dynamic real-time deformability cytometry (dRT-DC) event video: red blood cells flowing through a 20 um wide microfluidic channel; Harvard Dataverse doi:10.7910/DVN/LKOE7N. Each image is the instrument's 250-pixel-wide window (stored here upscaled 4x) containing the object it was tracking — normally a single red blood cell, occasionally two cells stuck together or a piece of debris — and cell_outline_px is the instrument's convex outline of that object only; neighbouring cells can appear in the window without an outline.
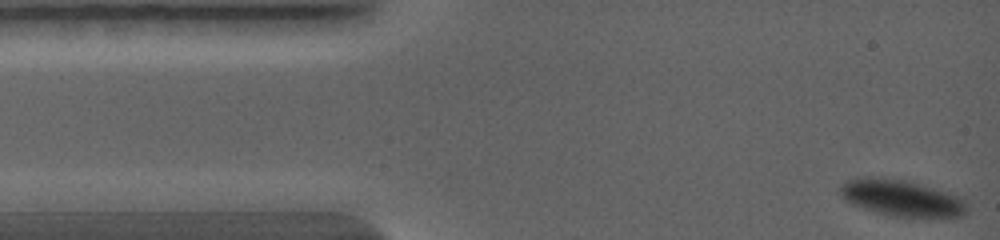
{"species": "common noctule bat (a hibernating species)", "species_latin": "Nyctalus noctula", "temperature_condition": "warm", "stored_images_in_passage": 44, "camera_frame_rate_fps": 5000, "um_per_image_px": 0.085, "animal": {"sex": "female", "body_mass_g": 19.0, "forearm_length_mm": 56.7}, "frame": {"image": 1, "passage_image": 1, "time_ms": 0.0, "image_size_px": [1000, 240], "cell_outline_px": [[968, 212], [964, 216], [892, 216], [876, 212], [864, 208], [844, 200], [836, 192], [840, 184], [848, 180], [864, 176], [872, 176], [904, 180], [960, 196], [968, 204]], "centroid_in_image_um": [76.58, 16.81], "position_along_channel_um": 8.4, "area_um2": 26.82}}
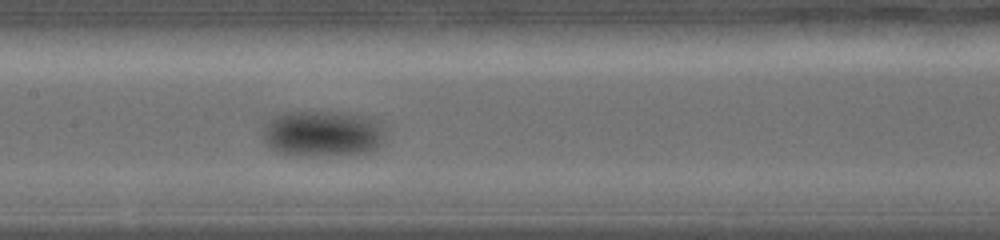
{"frame": {"image": 2, "passage_image": 19, "time_ms": 5.2, "image_size_px": [1000, 240], "cell_outline_px": [[384, 144], [368, 152], [280, 152], [264, 144], [264, 124], [272, 116], [284, 112], [332, 112], [372, 116], [380, 120], [384, 124]], "centroid_in_image_um": [27.49, 11.26], "position_along_channel_um": 179.9, "area_um2": 31.91}}
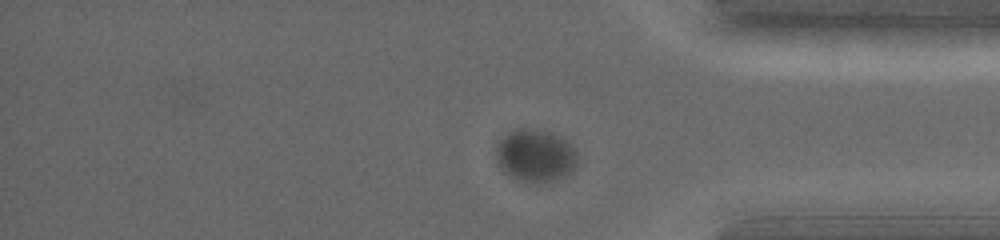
{"frame": {"image": 3, "passage_image": 36, "time_ms": 9.6, "image_size_px": [1000, 240], "cell_outline_px": [[576, 164], [572, 172], [556, 180], [540, 184], [520, 180], [508, 176], [500, 168], [496, 160], [496, 144], [508, 132], [516, 128], [536, 128], [552, 132], [564, 140], [576, 152]], "centroid_in_image_um": [45.46, 13.23], "position_along_channel_um": 389.7, "area_um2": 25.2}}